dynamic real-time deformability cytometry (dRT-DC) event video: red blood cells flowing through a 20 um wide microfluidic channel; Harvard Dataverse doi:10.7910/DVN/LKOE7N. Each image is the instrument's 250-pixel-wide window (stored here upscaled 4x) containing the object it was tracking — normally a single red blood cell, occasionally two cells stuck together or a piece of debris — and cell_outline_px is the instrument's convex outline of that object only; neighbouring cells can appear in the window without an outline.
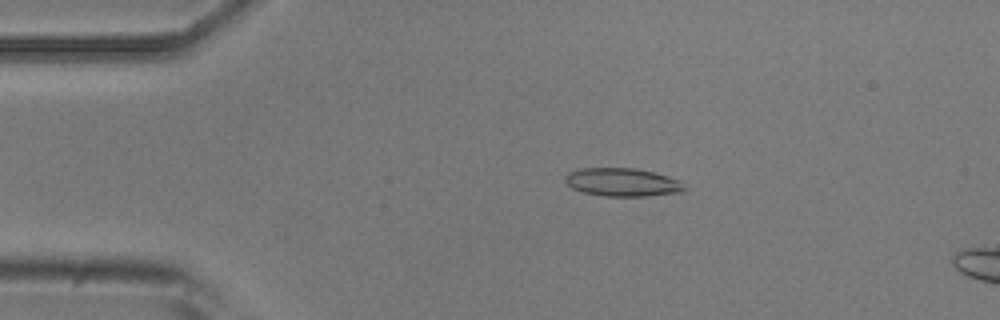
{"species": "common noctule bat (a hibernating species)", "species_latin": "Nyctalus noctula", "temperature_condition": "room temperature", "stored_images_in_passage": 6, "camera_frame_rate_fps": 3000, "um_per_image_px": 0.085, "animal": {"sex": "male", "body_mass_g": 20.5, "forearm_length_mm": 52.5}, "frame": {"image": 1, "passage_image": 2, "time_ms": 0.333, "image_size_px": [1000, 320], "cell_outline_px": [[688, 188], [684, 192], [644, 196], [604, 196], [584, 192], [572, 188], [564, 180], [564, 176], [568, 172], [580, 168], [636, 168], [652, 172], [680, 180]], "centroid_in_image_um": [52.92, 15.49], "position_along_channel_um": 32.1, "area_um2": 19.71}}